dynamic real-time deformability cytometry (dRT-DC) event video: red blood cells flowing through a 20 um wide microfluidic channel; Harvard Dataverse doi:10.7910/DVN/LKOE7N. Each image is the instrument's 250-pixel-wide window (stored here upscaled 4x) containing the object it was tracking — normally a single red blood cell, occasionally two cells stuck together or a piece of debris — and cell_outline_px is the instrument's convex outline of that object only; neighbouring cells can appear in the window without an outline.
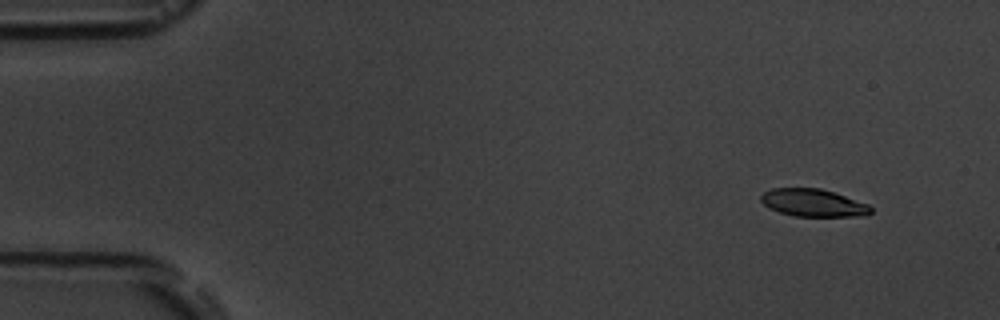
{"species": "common noctule bat (a hibernating species)", "species_latin": "Nyctalus noctula", "temperature_condition": "room temperature", "stored_images_in_passage": 6, "camera_frame_rate_fps": 3000, "um_per_image_px": 0.085, "animal": {"sex": "male", "body_mass_g": 19.5, "forearm_length_mm": 54.6}, "frame": {"image": 1, "passage_image": 1, "time_ms": 0.0, "image_size_px": [1000, 320], "cell_outline_px": [[872, 212], [868, 216], [796, 216], [780, 212], [768, 208], [760, 200], [760, 196], [764, 192], [772, 188], [820, 188], [868, 204], [872, 208]], "centroid_in_image_um": [69.12, 17.24], "position_along_channel_um": 15.9, "area_um2": 17.57}}
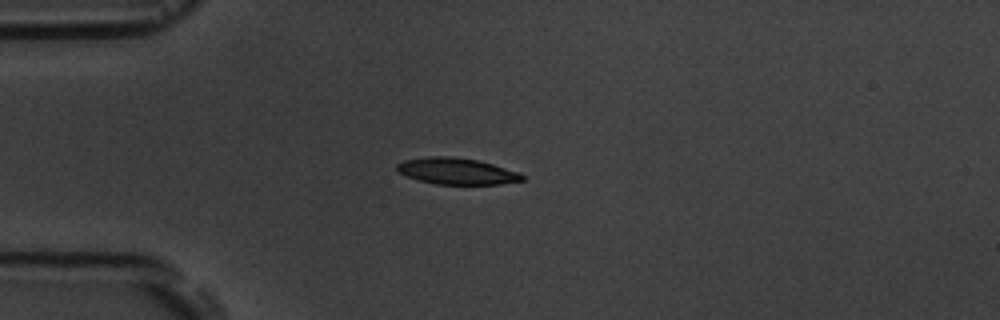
{"frame": {"image": 2, "passage_image": 4, "time_ms": 3.333, "image_size_px": [1000, 320], "cell_outline_px": [[524, 180], [500, 184], [436, 184], [420, 180], [396, 172], [396, 164], [404, 160], [432, 156], [452, 156], [476, 160], [492, 164], [516, 172], [524, 176]], "centroid_in_image_um": [38.77, 14.55], "position_along_channel_um": 46.2, "area_um2": 19.02}}
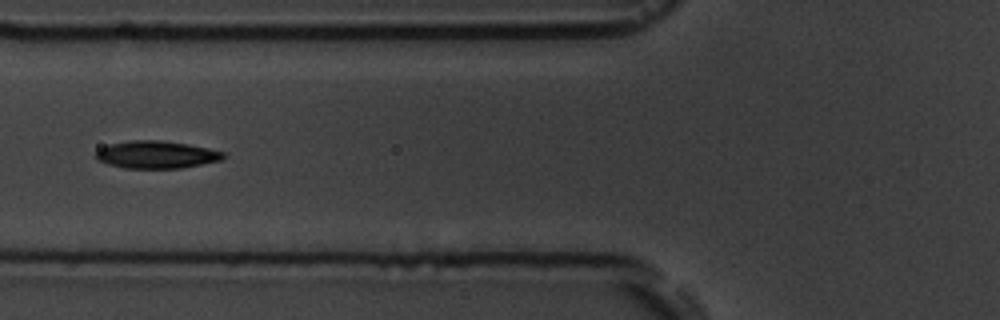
{"frame": {"image": 3, "passage_image": 6, "time_ms": 5.667, "image_size_px": [1000, 320], "cell_outline_px": [[224, 156], [220, 160], [180, 168], [124, 168], [108, 164], [96, 160], [96, 152], [100, 148], [108, 144], [132, 140], [160, 140], [188, 144], [208, 148], [224, 152]], "centroid_in_image_um": [13.25, 13.14], "position_along_channel_um": 112.6, "area_um2": 20.29}}